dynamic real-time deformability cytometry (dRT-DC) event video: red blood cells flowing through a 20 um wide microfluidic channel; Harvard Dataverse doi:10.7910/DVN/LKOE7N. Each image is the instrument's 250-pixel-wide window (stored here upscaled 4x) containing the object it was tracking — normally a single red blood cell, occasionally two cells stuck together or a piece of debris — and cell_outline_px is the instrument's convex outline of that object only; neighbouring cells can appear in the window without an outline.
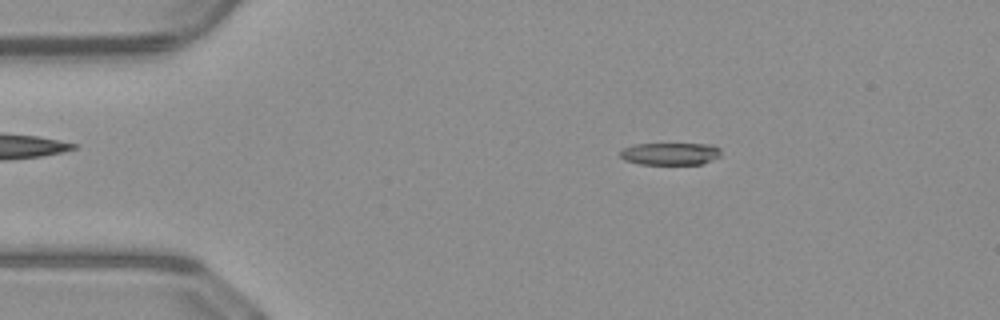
{"species": "common noctule bat (a hibernating species)", "species_latin": "Nyctalus noctula", "temperature_condition": "warm", "stored_images_in_passage": 51, "camera_frame_rate_fps": 3000, "um_per_image_px": 0.085, "animal": {"sex": "male", "body_mass_g": 23.1, "forearm_length_mm": 52.7}, "frame": {"image": 1, "passage_image": 9, "time_ms": 2.667, "image_size_px": [1000, 320], "cell_outline_px": [[720, 156], [712, 160], [700, 164], [640, 164], [624, 160], [620, 156], [620, 152], [624, 148], [632, 144], [712, 144], [720, 148]], "centroid_in_image_um": [56.97, 13.06], "position_along_channel_um": 28.0, "area_um2": 13.12}}
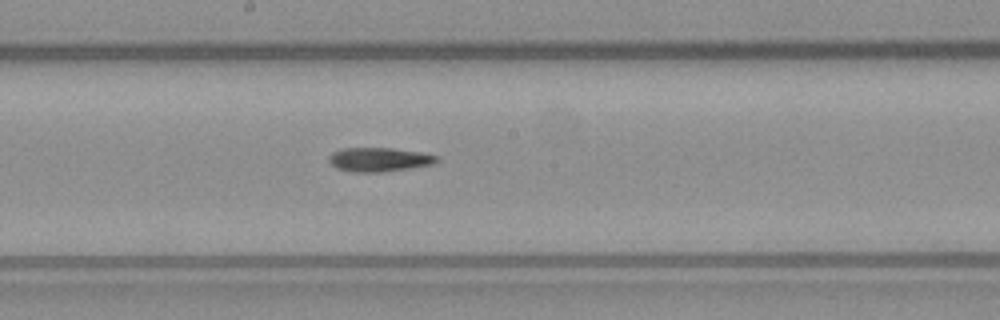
{"frame": {"image": 2, "passage_image": 27, "time_ms": 8.667, "image_size_px": [1000, 320], "cell_outline_px": [[440, 160], [432, 164], [408, 168], [380, 172], [356, 172], [336, 168], [328, 160], [328, 156], [332, 152], [340, 148], [392, 148], [420, 152], [436, 156]], "centroid_in_image_um": [32.18, 13.55], "position_along_channel_um": 216.0, "area_um2": 14.97}}
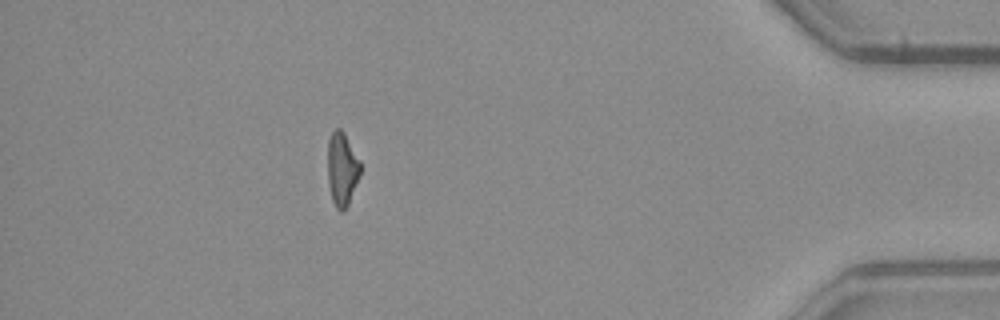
{"frame": {"image": 3, "passage_image": 45, "time_ms": 14.667, "image_size_px": [1000, 320], "cell_outline_px": [[360, 176], [348, 204], [344, 212], [340, 212], [336, 208], [332, 200], [328, 184], [328, 140], [332, 132], [336, 128], [340, 128], [344, 132], [360, 160]], "centroid_in_image_um": [29.07, 14.38], "position_along_channel_um": 406.1, "area_um2": 14.1}}